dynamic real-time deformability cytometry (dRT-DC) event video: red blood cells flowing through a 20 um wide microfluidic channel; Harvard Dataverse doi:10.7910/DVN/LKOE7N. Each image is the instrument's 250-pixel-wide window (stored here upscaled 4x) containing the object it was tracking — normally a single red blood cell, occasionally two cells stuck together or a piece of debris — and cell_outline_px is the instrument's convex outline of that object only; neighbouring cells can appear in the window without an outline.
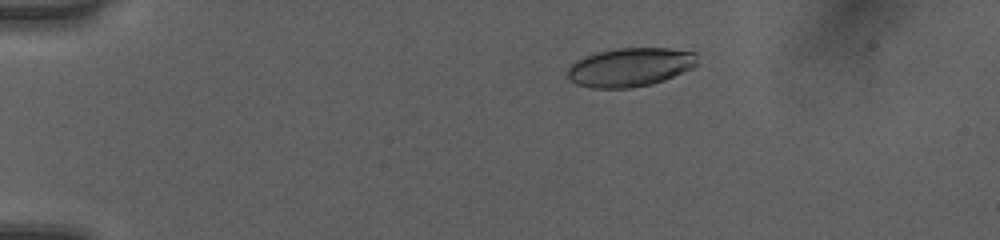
{"species": "human", "species_latin": "Homo sapiens", "temperature_condition": "room temperature", "stored_images_in_passage": 45, "camera_frame_rate_fps": 3000, "um_per_image_px": 0.085, "donor": {"sex": "female"}, "frame": {"image": 1, "passage_image": 4, "time_ms": 1.0, "image_size_px": [1000, 240], "cell_outline_px": [[700, 64], [692, 68], [664, 80], [652, 84], [632, 88], [592, 88], [576, 84], [568, 76], [568, 68], [576, 60], [584, 56], [596, 52], [616, 48], [668, 48], [696, 52]], "centroid_in_image_um": [53.59, 5.7], "position_along_channel_um": 31.4, "area_um2": 29.54}}
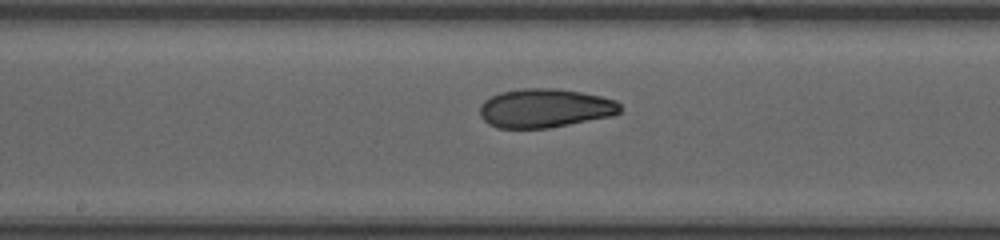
{"frame": {"image": 2, "passage_image": 22, "time_ms": 7.0, "image_size_px": [1000, 240], "cell_outline_px": [[620, 112], [612, 116], [548, 128], [500, 128], [488, 124], [480, 116], [480, 104], [484, 100], [500, 92], [524, 88], [556, 88], [580, 92], [600, 96], [616, 100], [620, 104]], "centroid_in_image_um": [46.3, 9.19], "position_along_channel_um": 201.9, "area_um2": 31.79}}
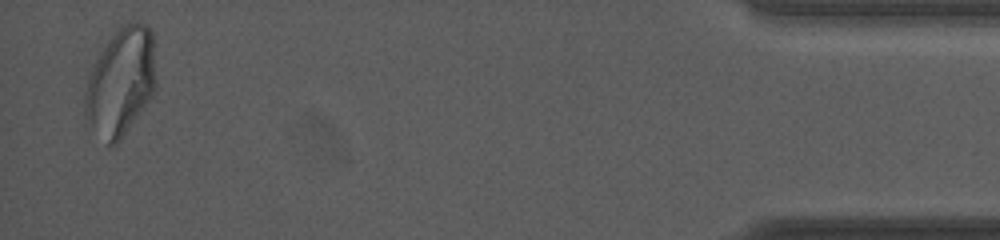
{"frame": {"image": 3, "passage_image": 44, "time_ms": 14.333, "image_size_px": [1000, 240], "cell_outline_px": [[156, 84], [148, 100], [120, 140], [116, 144], [108, 144], [92, 128], [84, 112], [84, 96], [88, 80], [92, 68], [100, 52], [112, 36], [124, 24], [132, 20], [144, 24], [152, 32]], "centroid_in_image_um": [10.26, 6.94], "position_along_channel_um": 424.9, "area_um2": 43.64}, "authors_computed_cell_mechanics": {"area_um2": 31.5588, "velocity_mm_per_s": 4.0611, "shape_relaxation_time_tau1_ms": 8.6031, "shape_relaxation_time_tau2_ms": 1.9153, "deformation_change_tau1": 0.2284, "deformation_change_tau2": 0.071}}